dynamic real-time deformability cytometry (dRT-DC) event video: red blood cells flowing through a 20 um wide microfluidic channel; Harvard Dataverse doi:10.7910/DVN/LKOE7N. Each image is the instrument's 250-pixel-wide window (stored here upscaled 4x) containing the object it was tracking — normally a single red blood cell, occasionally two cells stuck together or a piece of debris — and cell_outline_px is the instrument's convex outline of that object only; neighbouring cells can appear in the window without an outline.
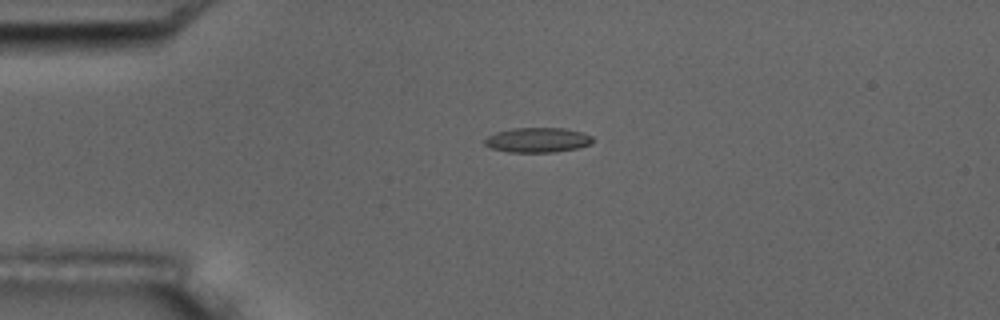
{"species": "common noctule bat (a hibernating species)", "species_latin": "Nyctalus noctula", "temperature_condition": "room temperature", "stored_images_in_passage": 3, "camera_frame_rate_fps": 3000, "um_per_image_px": 0.085, "animal": {"sex": "male", "body_mass_g": 17.5, "forearm_length_mm": 52.3}, "frame": {"image": 1, "passage_image": 1, "time_ms": 0.0, "image_size_px": [1000, 320], "cell_outline_px": [[592, 140], [588, 144], [576, 148], [552, 152], [508, 152], [488, 148], [484, 144], [484, 140], [488, 136], [496, 132], [512, 128], [564, 128], [584, 132], [592, 136]], "centroid_in_image_um": [45.64, 11.89], "position_along_channel_um": 39.4, "area_um2": 15.61}}